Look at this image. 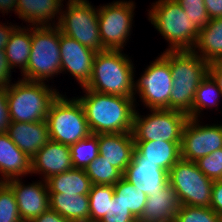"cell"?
<instances>
[{
  "mask_svg": "<svg viewBox=\"0 0 222 222\" xmlns=\"http://www.w3.org/2000/svg\"><path fill=\"white\" fill-rule=\"evenodd\" d=\"M81 90L84 96L76 98L83 106L91 134L132 133L134 97L98 93L85 87Z\"/></svg>",
  "mask_w": 222,
  "mask_h": 222,
  "instance_id": "6da1fadb",
  "label": "cell"
},
{
  "mask_svg": "<svg viewBox=\"0 0 222 222\" xmlns=\"http://www.w3.org/2000/svg\"><path fill=\"white\" fill-rule=\"evenodd\" d=\"M161 55L169 62L173 78L170 92V110L189 114L195 92L208 74L209 63L193 50L163 51Z\"/></svg>",
  "mask_w": 222,
  "mask_h": 222,
  "instance_id": "7a4b0ae2",
  "label": "cell"
},
{
  "mask_svg": "<svg viewBox=\"0 0 222 222\" xmlns=\"http://www.w3.org/2000/svg\"><path fill=\"white\" fill-rule=\"evenodd\" d=\"M133 61L123 50H104L95 55L90 81L85 86L98 93L134 97Z\"/></svg>",
  "mask_w": 222,
  "mask_h": 222,
  "instance_id": "3957f363",
  "label": "cell"
},
{
  "mask_svg": "<svg viewBox=\"0 0 222 222\" xmlns=\"http://www.w3.org/2000/svg\"><path fill=\"white\" fill-rule=\"evenodd\" d=\"M19 79L7 88V104L11 122L45 121L52 103L61 94L57 88L46 84Z\"/></svg>",
  "mask_w": 222,
  "mask_h": 222,
  "instance_id": "277c9868",
  "label": "cell"
},
{
  "mask_svg": "<svg viewBox=\"0 0 222 222\" xmlns=\"http://www.w3.org/2000/svg\"><path fill=\"white\" fill-rule=\"evenodd\" d=\"M148 20L163 36L168 48L165 51L193 50L200 29L191 22L184 9L175 0H157L148 10Z\"/></svg>",
  "mask_w": 222,
  "mask_h": 222,
  "instance_id": "5b68a950",
  "label": "cell"
},
{
  "mask_svg": "<svg viewBox=\"0 0 222 222\" xmlns=\"http://www.w3.org/2000/svg\"><path fill=\"white\" fill-rule=\"evenodd\" d=\"M60 73V29L57 25L32 26L31 53L21 79L48 83Z\"/></svg>",
  "mask_w": 222,
  "mask_h": 222,
  "instance_id": "8992f818",
  "label": "cell"
},
{
  "mask_svg": "<svg viewBox=\"0 0 222 222\" xmlns=\"http://www.w3.org/2000/svg\"><path fill=\"white\" fill-rule=\"evenodd\" d=\"M61 94L52 103L46 116L50 140L71 146L91 132L80 101Z\"/></svg>",
  "mask_w": 222,
  "mask_h": 222,
  "instance_id": "52a82bcc",
  "label": "cell"
},
{
  "mask_svg": "<svg viewBox=\"0 0 222 222\" xmlns=\"http://www.w3.org/2000/svg\"><path fill=\"white\" fill-rule=\"evenodd\" d=\"M66 2V8L63 4L57 24L61 33L96 53L104 51L98 27V7L89 0Z\"/></svg>",
  "mask_w": 222,
  "mask_h": 222,
  "instance_id": "ba28073f",
  "label": "cell"
},
{
  "mask_svg": "<svg viewBox=\"0 0 222 222\" xmlns=\"http://www.w3.org/2000/svg\"><path fill=\"white\" fill-rule=\"evenodd\" d=\"M98 7V27L105 50H123L131 38L136 3L116 0Z\"/></svg>",
  "mask_w": 222,
  "mask_h": 222,
  "instance_id": "9c48e42d",
  "label": "cell"
},
{
  "mask_svg": "<svg viewBox=\"0 0 222 222\" xmlns=\"http://www.w3.org/2000/svg\"><path fill=\"white\" fill-rule=\"evenodd\" d=\"M135 110L132 135L134 141L181 142L188 115L176 110L150 109L145 116Z\"/></svg>",
  "mask_w": 222,
  "mask_h": 222,
  "instance_id": "30bf717a",
  "label": "cell"
},
{
  "mask_svg": "<svg viewBox=\"0 0 222 222\" xmlns=\"http://www.w3.org/2000/svg\"><path fill=\"white\" fill-rule=\"evenodd\" d=\"M154 61L143 70L141 75L134 81V99L137 107L138 101L149 109H169L170 92L173 87V78L169 62L158 55ZM137 94V95H136Z\"/></svg>",
  "mask_w": 222,
  "mask_h": 222,
  "instance_id": "8fae6325",
  "label": "cell"
},
{
  "mask_svg": "<svg viewBox=\"0 0 222 222\" xmlns=\"http://www.w3.org/2000/svg\"><path fill=\"white\" fill-rule=\"evenodd\" d=\"M169 184L180 205L210 207L214 181L195 162L180 158L169 171Z\"/></svg>",
  "mask_w": 222,
  "mask_h": 222,
  "instance_id": "7c38bea8",
  "label": "cell"
},
{
  "mask_svg": "<svg viewBox=\"0 0 222 222\" xmlns=\"http://www.w3.org/2000/svg\"><path fill=\"white\" fill-rule=\"evenodd\" d=\"M200 120L189 118L184 126L180 145L184 160L195 162L222 148V124L205 125Z\"/></svg>",
  "mask_w": 222,
  "mask_h": 222,
  "instance_id": "4fadbf2b",
  "label": "cell"
},
{
  "mask_svg": "<svg viewBox=\"0 0 222 222\" xmlns=\"http://www.w3.org/2000/svg\"><path fill=\"white\" fill-rule=\"evenodd\" d=\"M96 52L60 31L61 73H69L80 87L90 81Z\"/></svg>",
  "mask_w": 222,
  "mask_h": 222,
  "instance_id": "5bb4252c",
  "label": "cell"
},
{
  "mask_svg": "<svg viewBox=\"0 0 222 222\" xmlns=\"http://www.w3.org/2000/svg\"><path fill=\"white\" fill-rule=\"evenodd\" d=\"M23 178H14L5 183L12 189L23 222H30L50 208L46 181L41 179L25 184Z\"/></svg>",
  "mask_w": 222,
  "mask_h": 222,
  "instance_id": "9a60e30c",
  "label": "cell"
},
{
  "mask_svg": "<svg viewBox=\"0 0 222 222\" xmlns=\"http://www.w3.org/2000/svg\"><path fill=\"white\" fill-rule=\"evenodd\" d=\"M72 168L70 146L52 140L31 158V176L39 174L43 181Z\"/></svg>",
  "mask_w": 222,
  "mask_h": 222,
  "instance_id": "2e32d148",
  "label": "cell"
},
{
  "mask_svg": "<svg viewBox=\"0 0 222 222\" xmlns=\"http://www.w3.org/2000/svg\"><path fill=\"white\" fill-rule=\"evenodd\" d=\"M123 177L147 196L169 184V172L151 161H131Z\"/></svg>",
  "mask_w": 222,
  "mask_h": 222,
  "instance_id": "e0dca14e",
  "label": "cell"
},
{
  "mask_svg": "<svg viewBox=\"0 0 222 222\" xmlns=\"http://www.w3.org/2000/svg\"><path fill=\"white\" fill-rule=\"evenodd\" d=\"M7 134L30 159L50 140L48 124L40 122H10Z\"/></svg>",
  "mask_w": 222,
  "mask_h": 222,
  "instance_id": "ac0fdd59",
  "label": "cell"
},
{
  "mask_svg": "<svg viewBox=\"0 0 222 222\" xmlns=\"http://www.w3.org/2000/svg\"><path fill=\"white\" fill-rule=\"evenodd\" d=\"M99 154L124 174L134 150L132 133L97 134Z\"/></svg>",
  "mask_w": 222,
  "mask_h": 222,
  "instance_id": "d6986e66",
  "label": "cell"
},
{
  "mask_svg": "<svg viewBox=\"0 0 222 222\" xmlns=\"http://www.w3.org/2000/svg\"><path fill=\"white\" fill-rule=\"evenodd\" d=\"M181 142L134 141L131 161H151L167 172L181 158Z\"/></svg>",
  "mask_w": 222,
  "mask_h": 222,
  "instance_id": "ffe728a7",
  "label": "cell"
},
{
  "mask_svg": "<svg viewBox=\"0 0 222 222\" xmlns=\"http://www.w3.org/2000/svg\"><path fill=\"white\" fill-rule=\"evenodd\" d=\"M31 175V159L21 151L7 133L0 134V184Z\"/></svg>",
  "mask_w": 222,
  "mask_h": 222,
  "instance_id": "44dd1931",
  "label": "cell"
},
{
  "mask_svg": "<svg viewBox=\"0 0 222 222\" xmlns=\"http://www.w3.org/2000/svg\"><path fill=\"white\" fill-rule=\"evenodd\" d=\"M63 3V0H17V16L29 26L57 25Z\"/></svg>",
  "mask_w": 222,
  "mask_h": 222,
  "instance_id": "7402d4cb",
  "label": "cell"
},
{
  "mask_svg": "<svg viewBox=\"0 0 222 222\" xmlns=\"http://www.w3.org/2000/svg\"><path fill=\"white\" fill-rule=\"evenodd\" d=\"M179 207L175 191L168 184L159 192L147 196L143 214L138 222H171L177 215Z\"/></svg>",
  "mask_w": 222,
  "mask_h": 222,
  "instance_id": "603a6c76",
  "label": "cell"
},
{
  "mask_svg": "<svg viewBox=\"0 0 222 222\" xmlns=\"http://www.w3.org/2000/svg\"><path fill=\"white\" fill-rule=\"evenodd\" d=\"M50 208L71 222H90L89 195L49 193Z\"/></svg>",
  "mask_w": 222,
  "mask_h": 222,
  "instance_id": "cb8c5ba5",
  "label": "cell"
},
{
  "mask_svg": "<svg viewBox=\"0 0 222 222\" xmlns=\"http://www.w3.org/2000/svg\"><path fill=\"white\" fill-rule=\"evenodd\" d=\"M32 26L19 25L11 34L5 47V55L9 67L13 72L15 68L21 69V74L26 70L31 53Z\"/></svg>",
  "mask_w": 222,
  "mask_h": 222,
  "instance_id": "d4e9b609",
  "label": "cell"
},
{
  "mask_svg": "<svg viewBox=\"0 0 222 222\" xmlns=\"http://www.w3.org/2000/svg\"><path fill=\"white\" fill-rule=\"evenodd\" d=\"M193 51L207 63L218 61L222 57V18L210 19L200 29Z\"/></svg>",
  "mask_w": 222,
  "mask_h": 222,
  "instance_id": "484cf974",
  "label": "cell"
},
{
  "mask_svg": "<svg viewBox=\"0 0 222 222\" xmlns=\"http://www.w3.org/2000/svg\"><path fill=\"white\" fill-rule=\"evenodd\" d=\"M49 193L88 195L92 182L85 169L72 168L46 180Z\"/></svg>",
  "mask_w": 222,
  "mask_h": 222,
  "instance_id": "4316f807",
  "label": "cell"
},
{
  "mask_svg": "<svg viewBox=\"0 0 222 222\" xmlns=\"http://www.w3.org/2000/svg\"><path fill=\"white\" fill-rule=\"evenodd\" d=\"M221 97L222 93L218 85L213 78L207 74L195 92L194 103L188 117L200 119L204 115L202 112L208 108L214 109L216 107L215 110L219 111L218 107Z\"/></svg>",
  "mask_w": 222,
  "mask_h": 222,
  "instance_id": "83f0119b",
  "label": "cell"
},
{
  "mask_svg": "<svg viewBox=\"0 0 222 222\" xmlns=\"http://www.w3.org/2000/svg\"><path fill=\"white\" fill-rule=\"evenodd\" d=\"M114 187L113 199L115 202L122 203L130 212L139 219L143 214L147 195L135 187L122 177Z\"/></svg>",
  "mask_w": 222,
  "mask_h": 222,
  "instance_id": "f1b7e54d",
  "label": "cell"
},
{
  "mask_svg": "<svg viewBox=\"0 0 222 222\" xmlns=\"http://www.w3.org/2000/svg\"><path fill=\"white\" fill-rule=\"evenodd\" d=\"M90 222H100L107 214L109 201L113 199L114 187L92 184L89 192Z\"/></svg>",
  "mask_w": 222,
  "mask_h": 222,
  "instance_id": "f546056e",
  "label": "cell"
},
{
  "mask_svg": "<svg viewBox=\"0 0 222 222\" xmlns=\"http://www.w3.org/2000/svg\"><path fill=\"white\" fill-rule=\"evenodd\" d=\"M87 176L92 184L97 185H115L123 174L100 154L85 169Z\"/></svg>",
  "mask_w": 222,
  "mask_h": 222,
  "instance_id": "4dcf8cb0",
  "label": "cell"
},
{
  "mask_svg": "<svg viewBox=\"0 0 222 222\" xmlns=\"http://www.w3.org/2000/svg\"><path fill=\"white\" fill-rule=\"evenodd\" d=\"M73 168L86 169V167L99 155L97 134L79 140L70 146Z\"/></svg>",
  "mask_w": 222,
  "mask_h": 222,
  "instance_id": "1f68e13d",
  "label": "cell"
},
{
  "mask_svg": "<svg viewBox=\"0 0 222 222\" xmlns=\"http://www.w3.org/2000/svg\"><path fill=\"white\" fill-rule=\"evenodd\" d=\"M176 222H222V218L210 207H192L180 205Z\"/></svg>",
  "mask_w": 222,
  "mask_h": 222,
  "instance_id": "d6a6232c",
  "label": "cell"
},
{
  "mask_svg": "<svg viewBox=\"0 0 222 222\" xmlns=\"http://www.w3.org/2000/svg\"><path fill=\"white\" fill-rule=\"evenodd\" d=\"M0 222H23L12 189L6 184H0Z\"/></svg>",
  "mask_w": 222,
  "mask_h": 222,
  "instance_id": "836d02e7",
  "label": "cell"
},
{
  "mask_svg": "<svg viewBox=\"0 0 222 222\" xmlns=\"http://www.w3.org/2000/svg\"><path fill=\"white\" fill-rule=\"evenodd\" d=\"M199 29L209 22L204 0H175Z\"/></svg>",
  "mask_w": 222,
  "mask_h": 222,
  "instance_id": "e575fe53",
  "label": "cell"
},
{
  "mask_svg": "<svg viewBox=\"0 0 222 222\" xmlns=\"http://www.w3.org/2000/svg\"><path fill=\"white\" fill-rule=\"evenodd\" d=\"M200 171L209 179L216 181L222 175V148L195 161Z\"/></svg>",
  "mask_w": 222,
  "mask_h": 222,
  "instance_id": "d590c367",
  "label": "cell"
},
{
  "mask_svg": "<svg viewBox=\"0 0 222 222\" xmlns=\"http://www.w3.org/2000/svg\"><path fill=\"white\" fill-rule=\"evenodd\" d=\"M100 222H138V219L122 203L112 199L107 214Z\"/></svg>",
  "mask_w": 222,
  "mask_h": 222,
  "instance_id": "8d00e7d4",
  "label": "cell"
},
{
  "mask_svg": "<svg viewBox=\"0 0 222 222\" xmlns=\"http://www.w3.org/2000/svg\"><path fill=\"white\" fill-rule=\"evenodd\" d=\"M10 122L6 88L0 87V134L7 133Z\"/></svg>",
  "mask_w": 222,
  "mask_h": 222,
  "instance_id": "74e56055",
  "label": "cell"
},
{
  "mask_svg": "<svg viewBox=\"0 0 222 222\" xmlns=\"http://www.w3.org/2000/svg\"><path fill=\"white\" fill-rule=\"evenodd\" d=\"M210 208L222 218V182L214 181Z\"/></svg>",
  "mask_w": 222,
  "mask_h": 222,
  "instance_id": "f35d334b",
  "label": "cell"
},
{
  "mask_svg": "<svg viewBox=\"0 0 222 222\" xmlns=\"http://www.w3.org/2000/svg\"><path fill=\"white\" fill-rule=\"evenodd\" d=\"M12 72L8 65L5 51L0 50V87L7 88L12 83Z\"/></svg>",
  "mask_w": 222,
  "mask_h": 222,
  "instance_id": "ab89813d",
  "label": "cell"
},
{
  "mask_svg": "<svg viewBox=\"0 0 222 222\" xmlns=\"http://www.w3.org/2000/svg\"><path fill=\"white\" fill-rule=\"evenodd\" d=\"M30 222H71L60 214L49 208L41 215L33 218Z\"/></svg>",
  "mask_w": 222,
  "mask_h": 222,
  "instance_id": "60d3db41",
  "label": "cell"
},
{
  "mask_svg": "<svg viewBox=\"0 0 222 222\" xmlns=\"http://www.w3.org/2000/svg\"><path fill=\"white\" fill-rule=\"evenodd\" d=\"M9 24V25H8ZM13 24V25H12ZM5 23L0 22V50H4L9 42L12 32L19 26L15 23Z\"/></svg>",
  "mask_w": 222,
  "mask_h": 222,
  "instance_id": "b9f144b4",
  "label": "cell"
},
{
  "mask_svg": "<svg viewBox=\"0 0 222 222\" xmlns=\"http://www.w3.org/2000/svg\"><path fill=\"white\" fill-rule=\"evenodd\" d=\"M210 19L222 18V0H204Z\"/></svg>",
  "mask_w": 222,
  "mask_h": 222,
  "instance_id": "7bdbcfd3",
  "label": "cell"
},
{
  "mask_svg": "<svg viewBox=\"0 0 222 222\" xmlns=\"http://www.w3.org/2000/svg\"><path fill=\"white\" fill-rule=\"evenodd\" d=\"M208 74L216 82L222 93V64L217 61L209 63Z\"/></svg>",
  "mask_w": 222,
  "mask_h": 222,
  "instance_id": "ee69618b",
  "label": "cell"
},
{
  "mask_svg": "<svg viewBox=\"0 0 222 222\" xmlns=\"http://www.w3.org/2000/svg\"><path fill=\"white\" fill-rule=\"evenodd\" d=\"M14 11V14L17 15V0H0V12L3 14L11 13Z\"/></svg>",
  "mask_w": 222,
  "mask_h": 222,
  "instance_id": "f6af8a7d",
  "label": "cell"
},
{
  "mask_svg": "<svg viewBox=\"0 0 222 222\" xmlns=\"http://www.w3.org/2000/svg\"><path fill=\"white\" fill-rule=\"evenodd\" d=\"M217 62H220L222 64V57Z\"/></svg>",
  "mask_w": 222,
  "mask_h": 222,
  "instance_id": "bcb514c9",
  "label": "cell"
}]
</instances>
